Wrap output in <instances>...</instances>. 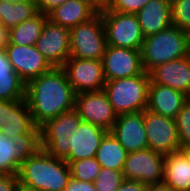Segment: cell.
<instances>
[{"mask_svg":"<svg viewBox=\"0 0 190 191\" xmlns=\"http://www.w3.org/2000/svg\"><path fill=\"white\" fill-rule=\"evenodd\" d=\"M172 25L183 31H190V0H176L171 3Z\"/></svg>","mask_w":190,"mask_h":191,"instance_id":"31","label":"cell"},{"mask_svg":"<svg viewBox=\"0 0 190 191\" xmlns=\"http://www.w3.org/2000/svg\"><path fill=\"white\" fill-rule=\"evenodd\" d=\"M165 155L149 148L128 153L123 167L125 180L145 184L160 183L164 180Z\"/></svg>","mask_w":190,"mask_h":191,"instance_id":"9","label":"cell"},{"mask_svg":"<svg viewBox=\"0 0 190 191\" xmlns=\"http://www.w3.org/2000/svg\"><path fill=\"white\" fill-rule=\"evenodd\" d=\"M98 12L107 9L112 0H87Z\"/></svg>","mask_w":190,"mask_h":191,"instance_id":"39","label":"cell"},{"mask_svg":"<svg viewBox=\"0 0 190 191\" xmlns=\"http://www.w3.org/2000/svg\"><path fill=\"white\" fill-rule=\"evenodd\" d=\"M38 12L48 15L55 8L65 3L67 0H34Z\"/></svg>","mask_w":190,"mask_h":191,"instance_id":"35","label":"cell"},{"mask_svg":"<svg viewBox=\"0 0 190 191\" xmlns=\"http://www.w3.org/2000/svg\"><path fill=\"white\" fill-rule=\"evenodd\" d=\"M144 128L149 149L163 155L181 151L176 119L145 109Z\"/></svg>","mask_w":190,"mask_h":191,"instance_id":"8","label":"cell"},{"mask_svg":"<svg viewBox=\"0 0 190 191\" xmlns=\"http://www.w3.org/2000/svg\"><path fill=\"white\" fill-rule=\"evenodd\" d=\"M106 47V33L100 12L70 29V57L102 60Z\"/></svg>","mask_w":190,"mask_h":191,"instance_id":"6","label":"cell"},{"mask_svg":"<svg viewBox=\"0 0 190 191\" xmlns=\"http://www.w3.org/2000/svg\"><path fill=\"white\" fill-rule=\"evenodd\" d=\"M30 149L26 143L0 132V174H18Z\"/></svg>","mask_w":190,"mask_h":191,"instance_id":"23","label":"cell"},{"mask_svg":"<svg viewBox=\"0 0 190 191\" xmlns=\"http://www.w3.org/2000/svg\"><path fill=\"white\" fill-rule=\"evenodd\" d=\"M103 20L107 45L141 50L144 35L133 13L99 11Z\"/></svg>","mask_w":190,"mask_h":191,"instance_id":"7","label":"cell"},{"mask_svg":"<svg viewBox=\"0 0 190 191\" xmlns=\"http://www.w3.org/2000/svg\"><path fill=\"white\" fill-rule=\"evenodd\" d=\"M188 55L190 56V31L187 32Z\"/></svg>","mask_w":190,"mask_h":191,"instance_id":"42","label":"cell"},{"mask_svg":"<svg viewBox=\"0 0 190 191\" xmlns=\"http://www.w3.org/2000/svg\"><path fill=\"white\" fill-rule=\"evenodd\" d=\"M10 43V30L6 28L3 24L0 25V49L5 50V48Z\"/></svg>","mask_w":190,"mask_h":191,"instance_id":"38","label":"cell"},{"mask_svg":"<svg viewBox=\"0 0 190 191\" xmlns=\"http://www.w3.org/2000/svg\"><path fill=\"white\" fill-rule=\"evenodd\" d=\"M0 132L9 138L26 143L30 148L39 145V129L33 122L25 99L11 101V120L1 128Z\"/></svg>","mask_w":190,"mask_h":191,"instance_id":"16","label":"cell"},{"mask_svg":"<svg viewBox=\"0 0 190 191\" xmlns=\"http://www.w3.org/2000/svg\"><path fill=\"white\" fill-rule=\"evenodd\" d=\"M11 120V101L0 100V131Z\"/></svg>","mask_w":190,"mask_h":191,"instance_id":"37","label":"cell"},{"mask_svg":"<svg viewBox=\"0 0 190 191\" xmlns=\"http://www.w3.org/2000/svg\"><path fill=\"white\" fill-rule=\"evenodd\" d=\"M150 84H159L190 96V56L162 63L150 72Z\"/></svg>","mask_w":190,"mask_h":191,"instance_id":"17","label":"cell"},{"mask_svg":"<svg viewBox=\"0 0 190 191\" xmlns=\"http://www.w3.org/2000/svg\"><path fill=\"white\" fill-rule=\"evenodd\" d=\"M75 109L82 121L89 122L107 132H110L118 116L104 90L76 94Z\"/></svg>","mask_w":190,"mask_h":191,"instance_id":"11","label":"cell"},{"mask_svg":"<svg viewBox=\"0 0 190 191\" xmlns=\"http://www.w3.org/2000/svg\"><path fill=\"white\" fill-rule=\"evenodd\" d=\"M150 0H112L109 11L133 13L140 11Z\"/></svg>","mask_w":190,"mask_h":191,"instance_id":"32","label":"cell"},{"mask_svg":"<svg viewBox=\"0 0 190 191\" xmlns=\"http://www.w3.org/2000/svg\"><path fill=\"white\" fill-rule=\"evenodd\" d=\"M18 178L21 190L64 191L71 172L64 159L53 157L38 145L25 155Z\"/></svg>","mask_w":190,"mask_h":191,"instance_id":"2","label":"cell"},{"mask_svg":"<svg viewBox=\"0 0 190 191\" xmlns=\"http://www.w3.org/2000/svg\"><path fill=\"white\" fill-rule=\"evenodd\" d=\"M26 84L12 69L5 50L0 49V100L25 99Z\"/></svg>","mask_w":190,"mask_h":191,"instance_id":"24","label":"cell"},{"mask_svg":"<svg viewBox=\"0 0 190 191\" xmlns=\"http://www.w3.org/2000/svg\"><path fill=\"white\" fill-rule=\"evenodd\" d=\"M189 97L184 93L159 84H150L147 110L176 119L182 105Z\"/></svg>","mask_w":190,"mask_h":191,"instance_id":"18","label":"cell"},{"mask_svg":"<svg viewBox=\"0 0 190 191\" xmlns=\"http://www.w3.org/2000/svg\"><path fill=\"white\" fill-rule=\"evenodd\" d=\"M69 167L71 177L87 182H94L101 171V166L95 157L72 161Z\"/></svg>","mask_w":190,"mask_h":191,"instance_id":"28","label":"cell"},{"mask_svg":"<svg viewBox=\"0 0 190 191\" xmlns=\"http://www.w3.org/2000/svg\"><path fill=\"white\" fill-rule=\"evenodd\" d=\"M136 16L144 37L156 34L172 25L171 3L168 0H150Z\"/></svg>","mask_w":190,"mask_h":191,"instance_id":"20","label":"cell"},{"mask_svg":"<svg viewBox=\"0 0 190 191\" xmlns=\"http://www.w3.org/2000/svg\"><path fill=\"white\" fill-rule=\"evenodd\" d=\"M64 191H97L94 182L80 181L70 178Z\"/></svg>","mask_w":190,"mask_h":191,"instance_id":"34","label":"cell"},{"mask_svg":"<svg viewBox=\"0 0 190 191\" xmlns=\"http://www.w3.org/2000/svg\"><path fill=\"white\" fill-rule=\"evenodd\" d=\"M150 74L106 81L104 91L117 115L136 113L147 108Z\"/></svg>","mask_w":190,"mask_h":191,"instance_id":"4","label":"cell"},{"mask_svg":"<svg viewBox=\"0 0 190 191\" xmlns=\"http://www.w3.org/2000/svg\"><path fill=\"white\" fill-rule=\"evenodd\" d=\"M48 15L38 13L31 19H28L14 28L10 29V43L17 45H35L40 37L44 23Z\"/></svg>","mask_w":190,"mask_h":191,"instance_id":"27","label":"cell"},{"mask_svg":"<svg viewBox=\"0 0 190 191\" xmlns=\"http://www.w3.org/2000/svg\"><path fill=\"white\" fill-rule=\"evenodd\" d=\"M118 191H148V184L134 180H124Z\"/></svg>","mask_w":190,"mask_h":191,"instance_id":"36","label":"cell"},{"mask_svg":"<svg viewBox=\"0 0 190 191\" xmlns=\"http://www.w3.org/2000/svg\"><path fill=\"white\" fill-rule=\"evenodd\" d=\"M148 191H175L169 187L164 181L148 185Z\"/></svg>","mask_w":190,"mask_h":191,"instance_id":"40","label":"cell"},{"mask_svg":"<svg viewBox=\"0 0 190 191\" xmlns=\"http://www.w3.org/2000/svg\"><path fill=\"white\" fill-rule=\"evenodd\" d=\"M98 11L87 0H67L48 14V19L71 29L93 18Z\"/></svg>","mask_w":190,"mask_h":191,"instance_id":"21","label":"cell"},{"mask_svg":"<svg viewBox=\"0 0 190 191\" xmlns=\"http://www.w3.org/2000/svg\"><path fill=\"white\" fill-rule=\"evenodd\" d=\"M127 156L128 152L124 147L111 132H107L96 151L95 159L98 161L101 168H110L122 171Z\"/></svg>","mask_w":190,"mask_h":191,"instance_id":"25","label":"cell"},{"mask_svg":"<svg viewBox=\"0 0 190 191\" xmlns=\"http://www.w3.org/2000/svg\"><path fill=\"white\" fill-rule=\"evenodd\" d=\"M5 51L12 69L25 84L53 68L35 45L9 44Z\"/></svg>","mask_w":190,"mask_h":191,"instance_id":"14","label":"cell"},{"mask_svg":"<svg viewBox=\"0 0 190 191\" xmlns=\"http://www.w3.org/2000/svg\"><path fill=\"white\" fill-rule=\"evenodd\" d=\"M0 1H7V2L15 4V3H21V2H26L30 0H0Z\"/></svg>","mask_w":190,"mask_h":191,"instance_id":"41","label":"cell"},{"mask_svg":"<svg viewBox=\"0 0 190 191\" xmlns=\"http://www.w3.org/2000/svg\"><path fill=\"white\" fill-rule=\"evenodd\" d=\"M0 191H21L18 174H0Z\"/></svg>","mask_w":190,"mask_h":191,"instance_id":"33","label":"cell"},{"mask_svg":"<svg viewBox=\"0 0 190 191\" xmlns=\"http://www.w3.org/2000/svg\"><path fill=\"white\" fill-rule=\"evenodd\" d=\"M81 122L75 108L63 112L39 129V146L53 157L65 159L70 154L74 133Z\"/></svg>","mask_w":190,"mask_h":191,"instance_id":"5","label":"cell"},{"mask_svg":"<svg viewBox=\"0 0 190 191\" xmlns=\"http://www.w3.org/2000/svg\"><path fill=\"white\" fill-rule=\"evenodd\" d=\"M75 92L62 67H53L26 84L25 100L40 129L63 112L75 108Z\"/></svg>","mask_w":190,"mask_h":191,"instance_id":"1","label":"cell"},{"mask_svg":"<svg viewBox=\"0 0 190 191\" xmlns=\"http://www.w3.org/2000/svg\"><path fill=\"white\" fill-rule=\"evenodd\" d=\"M107 131L82 121L74 133L73 146L70 154L64 159L68 164L86 158H93L100 146L101 140Z\"/></svg>","mask_w":190,"mask_h":191,"instance_id":"19","label":"cell"},{"mask_svg":"<svg viewBox=\"0 0 190 191\" xmlns=\"http://www.w3.org/2000/svg\"><path fill=\"white\" fill-rule=\"evenodd\" d=\"M0 25H2V18H1V16H0Z\"/></svg>","mask_w":190,"mask_h":191,"instance_id":"44","label":"cell"},{"mask_svg":"<svg viewBox=\"0 0 190 191\" xmlns=\"http://www.w3.org/2000/svg\"><path fill=\"white\" fill-rule=\"evenodd\" d=\"M123 172L120 170L101 168L94 185L97 191H116L124 181Z\"/></svg>","mask_w":190,"mask_h":191,"instance_id":"30","label":"cell"},{"mask_svg":"<svg viewBox=\"0 0 190 191\" xmlns=\"http://www.w3.org/2000/svg\"><path fill=\"white\" fill-rule=\"evenodd\" d=\"M38 13L34 0L15 4L7 1H0L2 24L9 30L26 20L33 18Z\"/></svg>","mask_w":190,"mask_h":191,"instance_id":"26","label":"cell"},{"mask_svg":"<svg viewBox=\"0 0 190 191\" xmlns=\"http://www.w3.org/2000/svg\"><path fill=\"white\" fill-rule=\"evenodd\" d=\"M170 3H173L174 1H176V0H168Z\"/></svg>","mask_w":190,"mask_h":191,"instance_id":"43","label":"cell"},{"mask_svg":"<svg viewBox=\"0 0 190 191\" xmlns=\"http://www.w3.org/2000/svg\"><path fill=\"white\" fill-rule=\"evenodd\" d=\"M106 81L133 77L144 73L141 50L107 45L102 58Z\"/></svg>","mask_w":190,"mask_h":191,"instance_id":"12","label":"cell"},{"mask_svg":"<svg viewBox=\"0 0 190 191\" xmlns=\"http://www.w3.org/2000/svg\"><path fill=\"white\" fill-rule=\"evenodd\" d=\"M185 56H188L187 32L174 25L144 38L141 57L145 72Z\"/></svg>","mask_w":190,"mask_h":191,"instance_id":"3","label":"cell"},{"mask_svg":"<svg viewBox=\"0 0 190 191\" xmlns=\"http://www.w3.org/2000/svg\"><path fill=\"white\" fill-rule=\"evenodd\" d=\"M178 137L182 151H190V99L182 105L176 117Z\"/></svg>","mask_w":190,"mask_h":191,"instance_id":"29","label":"cell"},{"mask_svg":"<svg viewBox=\"0 0 190 191\" xmlns=\"http://www.w3.org/2000/svg\"><path fill=\"white\" fill-rule=\"evenodd\" d=\"M163 181L175 191H190V151L165 155Z\"/></svg>","mask_w":190,"mask_h":191,"instance_id":"22","label":"cell"},{"mask_svg":"<svg viewBox=\"0 0 190 191\" xmlns=\"http://www.w3.org/2000/svg\"><path fill=\"white\" fill-rule=\"evenodd\" d=\"M110 132L128 153L148 148L144 111L118 115Z\"/></svg>","mask_w":190,"mask_h":191,"instance_id":"15","label":"cell"},{"mask_svg":"<svg viewBox=\"0 0 190 191\" xmlns=\"http://www.w3.org/2000/svg\"><path fill=\"white\" fill-rule=\"evenodd\" d=\"M35 47L53 67H62L70 57V29L47 19Z\"/></svg>","mask_w":190,"mask_h":191,"instance_id":"13","label":"cell"},{"mask_svg":"<svg viewBox=\"0 0 190 191\" xmlns=\"http://www.w3.org/2000/svg\"><path fill=\"white\" fill-rule=\"evenodd\" d=\"M62 68L75 94L104 89L106 80L102 60L69 57Z\"/></svg>","mask_w":190,"mask_h":191,"instance_id":"10","label":"cell"}]
</instances>
